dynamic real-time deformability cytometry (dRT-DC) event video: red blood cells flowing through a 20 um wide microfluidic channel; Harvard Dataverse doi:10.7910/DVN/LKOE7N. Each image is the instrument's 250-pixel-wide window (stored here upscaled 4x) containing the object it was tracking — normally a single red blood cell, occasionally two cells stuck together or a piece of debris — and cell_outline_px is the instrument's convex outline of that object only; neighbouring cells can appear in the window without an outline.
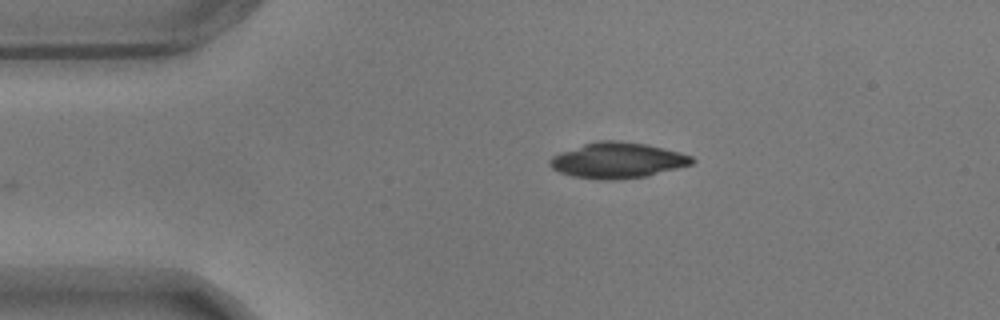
{"species": "common noctule bat (a hibernating species)", "species_latin": "Nyctalus noctula", "temperature_condition": "warm", "stored_images_in_passage": 42, "camera_frame_rate_fps": 3000, "um_per_image_px": 0.085, "animal": {"sex": "male", "body_mass_g": 17.9}, "frame": {"image": 1, "passage_image": 1, "time_ms": 0.0, "image_size_px": [1000, 320], "cell_outline_px": [[696, 160], [692, 164], [648, 176], [620, 180], [600, 180], [572, 176], [560, 172], [552, 168], [548, 164], [548, 160], [552, 156], [560, 152], [584, 144], [600, 140], [620, 140], [648, 144], [680, 152], [692, 156]], "centroid_in_image_um": [52.5, 13.63], "position_along_channel_um": 32.5, "area_um2": 29.82}}
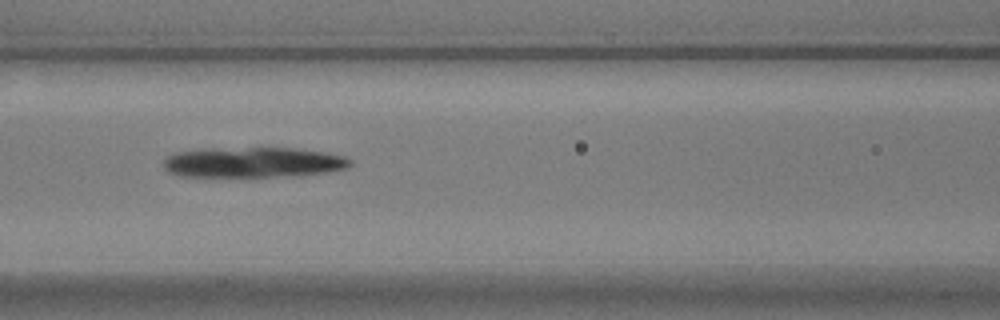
{"frame": {"image": 2, "passage_image": 14, "time_ms": 4.333, "image_size_px": [1000, 320], "cell_outline_px": [[352, 164], [348, 168], [324, 172], [272, 176], [180, 176], [168, 172], [164, 168], [164, 160], [168, 156], [176, 152], [204, 148], [292, 148], [328, 152], [344, 156], [352, 160]], "centroid_in_image_um": [21.5, 13.78], "position_along_channel_um": 145.1, "area_um2": 32.77}}
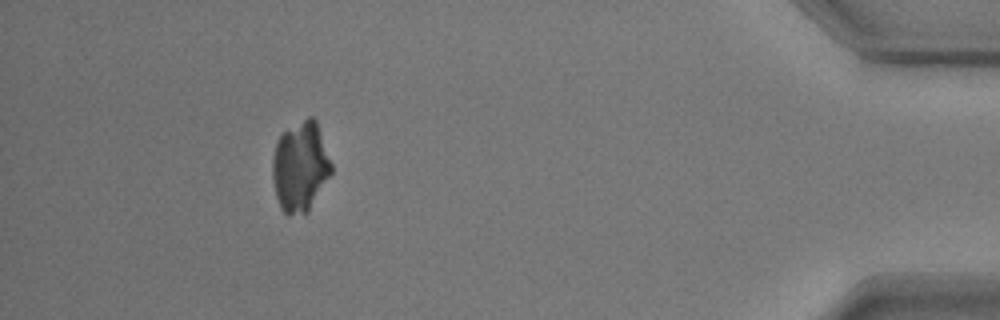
{"frame": {"image": 3, "passage_image": 42, "time_ms": 13.667, "image_size_px": [1000, 320], "cell_outline_px": [[332, 172], [308, 212], [288, 216], [280, 208], [276, 196], [272, 180], [272, 160], [276, 140], [284, 132], [308, 116], [312, 116], [316, 120], [332, 164]], "centroid_in_image_um": [25.51, 14.18], "position_along_channel_um": 409.7, "area_um2": 30.87}}